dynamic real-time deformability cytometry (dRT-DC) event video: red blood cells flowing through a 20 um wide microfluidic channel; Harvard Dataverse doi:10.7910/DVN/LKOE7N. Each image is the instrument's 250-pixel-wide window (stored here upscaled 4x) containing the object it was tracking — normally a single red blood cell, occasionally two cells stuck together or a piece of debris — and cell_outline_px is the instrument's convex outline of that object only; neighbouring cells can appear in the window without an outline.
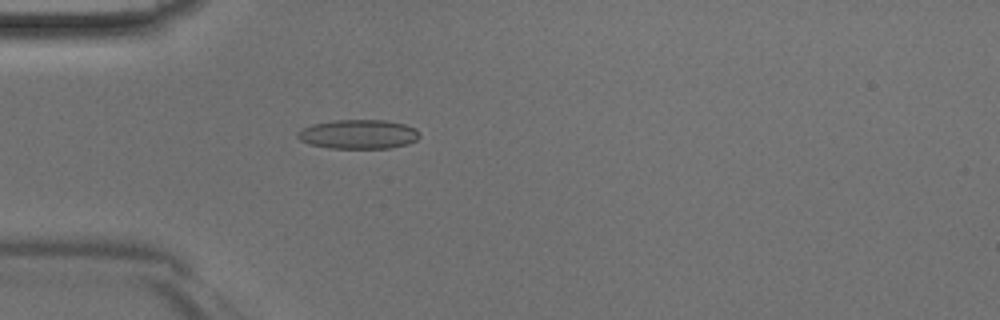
{"species": "Egyptian fruit bat (a non-hibernating species)", "species_latin": "Rousettus aegyptiacus", "temperature_condition": "room temperature", "stored_images_in_passage": 43, "camera_frame_rate_fps": 3000, "um_per_image_px": 0.085, "animal": {"sex": "male"}, "frame": {"image": 1, "passage_image": 11, "time_ms": 3.333, "image_size_px": [1000, 320], "cell_outline_px": [[420, 136], [416, 140], [408, 144], [388, 148], [328, 148], [312, 144], [300, 140], [296, 136], [296, 132], [312, 124], [332, 120], [384, 120], [404, 124], [416, 128]], "centroid_in_image_um": [30.46, 11.4], "position_along_channel_um": 54.5, "area_um2": 20.75}}
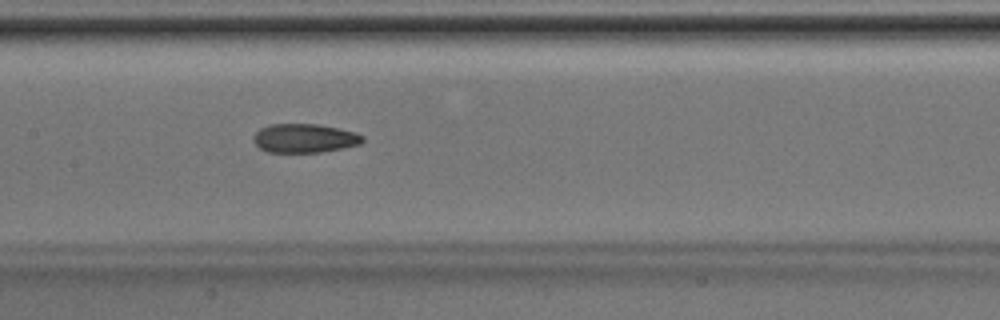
{"frame": {"image": 2, "passage_image": 20, "time_ms": 6.333, "image_size_px": [1000, 320], "cell_outline_px": [[364, 140], [360, 144], [344, 148], [320, 152], [268, 152], [260, 148], [252, 140], [252, 136], [260, 128], [268, 124], [320, 124], [356, 132], [364, 136]], "centroid_in_image_um": [25.88, 11.74], "position_along_channel_um": 181.5, "area_um2": 18.55}}
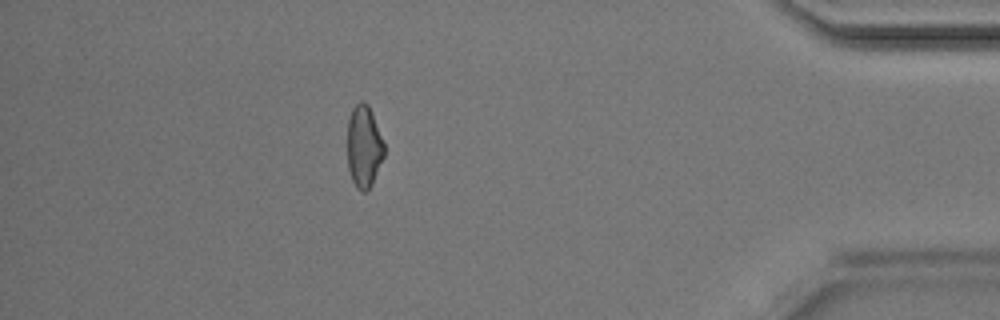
{"frame": {"image": 3, "passage_image": 38, "time_ms": 12.333, "image_size_px": [1000, 320], "cell_outline_px": [[384, 156], [372, 184], [364, 192], [356, 188], [352, 180], [348, 168], [348, 120], [352, 108], [360, 100], [364, 100], [368, 104], [384, 144]], "centroid_in_image_um": [30.92, 12.44], "position_along_channel_um": 404.3, "area_um2": 17.46}}